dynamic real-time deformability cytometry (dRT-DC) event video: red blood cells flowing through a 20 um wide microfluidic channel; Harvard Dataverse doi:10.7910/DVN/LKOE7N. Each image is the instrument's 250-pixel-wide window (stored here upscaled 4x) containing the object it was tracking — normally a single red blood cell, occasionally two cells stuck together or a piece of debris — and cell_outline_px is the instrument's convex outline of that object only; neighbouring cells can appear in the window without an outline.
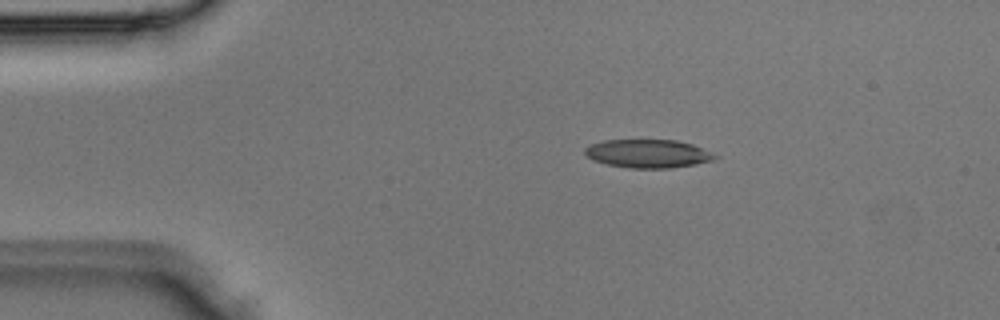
{"species": "Egyptian fruit bat (a non-hibernating species)", "species_latin": "Rousettus aegyptiacus", "temperature_condition": "room temperature", "stored_images_in_passage": 2, "camera_frame_rate_fps": 3000, "um_per_image_px": 0.085, "animal": {"sex": "male"}, "frame": {"image": 1, "passage_image": 1, "time_ms": 0.0, "image_size_px": [1000, 320], "cell_outline_px": [[720, 156], [712, 160], [696, 164], [668, 168], [628, 168], [608, 164], [592, 160], [584, 152], [584, 148], [588, 144], [604, 140], [676, 140], [692, 144]], "centroid_in_image_um": [55.05, 13.05], "position_along_channel_um": 29.9, "area_um2": 21.5}}